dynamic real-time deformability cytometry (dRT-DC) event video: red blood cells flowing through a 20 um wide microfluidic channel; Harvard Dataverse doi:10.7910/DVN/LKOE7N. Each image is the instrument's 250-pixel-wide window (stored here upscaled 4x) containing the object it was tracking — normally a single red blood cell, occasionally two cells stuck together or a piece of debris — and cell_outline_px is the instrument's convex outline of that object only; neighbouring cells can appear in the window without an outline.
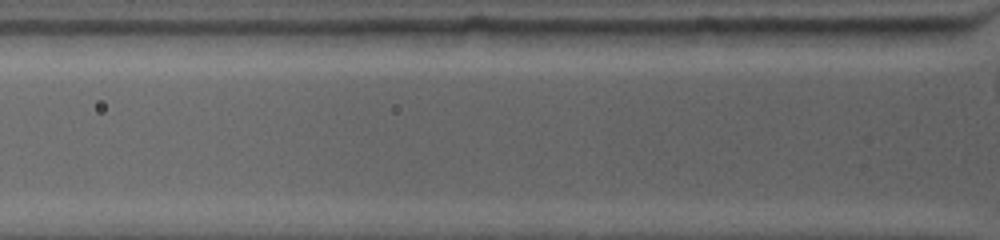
{"species": "common noctule bat (a hibernating species)", "species_latin": "Nyctalus noctula", "temperature_condition": "warm", "stored_images_in_passage": 2, "segment_of_instrument_passage": [2, 2], "camera_frame_rate_fps": 4500, "um_per_image_px": 0.085, "animal": {"sex": "female", "body_mass_g": 19.0, "forearm_length_mm": 53.3}, "frame": {"image": 1, "passage_image": 2, "time_ms": 0.222, "image_size_px": [1000, 240], "cell_outline_px": [[836, 28], [800, 44], [684, 48], [684, 32], [696, 28]], "centroid_in_image_um": [63.68, 3.12], "position_along_channel_um": 62.1, "area_um2": 16.99}}